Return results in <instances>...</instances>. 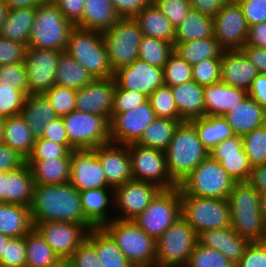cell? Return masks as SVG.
Masks as SVG:
<instances>
[{"label":"cell","instance_id":"6da1fadb","mask_svg":"<svg viewBox=\"0 0 266 267\" xmlns=\"http://www.w3.org/2000/svg\"><path fill=\"white\" fill-rule=\"evenodd\" d=\"M30 212L33 226L38 222L63 221L94 228L83 213L79 190L70 182L34 185Z\"/></svg>","mask_w":266,"mask_h":267},{"label":"cell","instance_id":"7a4b0ae2","mask_svg":"<svg viewBox=\"0 0 266 267\" xmlns=\"http://www.w3.org/2000/svg\"><path fill=\"white\" fill-rule=\"evenodd\" d=\"M231 228L253 241H266V220L260 210L259 192L249 182H236L229 193Z\"/></svg>","mask_w":266,"mask_h":267},{"label":"cell","instance_id":"3957f363","mask_svg":"<svg viewBox=\"0 0 266 267\" xmlns=\"http://www.w3.org/2000/svg\"><path fill=\"white\" fill-rule=\"evenodd\" d=\"M169 175L179 185L195 167L209 156V151L189 121L179 124L165 150Z\"/></svg>","mask_w":266,"mask_h":267},{"label":"cell","instance_id":"277c9868","mask_svg":"<svg viewBox=\"0 0 266 267\" xmlns=\"http://www.w3.org/2000/svg\"><path fill=\"white\" fill-rule=\"evenodd\" d=\"M65 52L95 79L113 77L102 33L74 26Z\"/></svg>","mask_w":266,"mask_h":267},{"label":"cell","instance_id":"5b68a950","mask_svg":"<svg viewBox=\"0 0 266 267\" xmlns=\"http://www.w3.org/2000/svg\"><path fill=\"white\" fill-rule=\"evenodd\" d=\"M116 242L133 267L155 264L156 240L134 220L114 218L102 227Z\"/></svg>","mask_w":266,"mask_h":267},{"label":"cell","instance_id":"8992f818","mask_svg":"<svg viewBox=\"0 0 266 267\" xmlns=\"http://www.w3.org/2000/svg\"><path fill=\"white\" fill-rule=\"evenodd\" d=\"M73 27L51 0H45L36 8L27 47L65 52Z\"/></svg>","mask_w":266,"mask_h":267},{"label":"cell","instance_id":"52a82bcc","mask_svg":"<svg viewBox=\"0 0 266 267\" xmlns=\"http://www.w3.org/2000/svg\"><path fill=\"white\" fill-rule=\"evenodd\" d=\"M180 201L181 217L198 235L208 230L231 227L227 199L191 196L180 189Z\"/></svg>","mask_w":266,"mask_h":267},{"label":"cell","instance_id":"ba28073f","mask_svg":"<svg viewBox=\"0 0 266 267\" xmlns=\"http://www.w3.org/2000/svg\"><path fill=\"white\" fill-rule=\"evenodd\" d=\"M236 181L210 155L178 185L188 195L228 199Z\"/></svg>","mask_w":266,"mask_h":267},{"label":"cell","instance_id":"9c48e42d","mask_svg":"<svg viewBox=\"0 0 266 267\" xmlns=\"http://www.w3.org/2000/svg\"><path fill=\"white\" fill-rule=\"evenodd\" d=\"M101 33L113 72L138 59L143 34L134 18H120L111 28Z\"/></svg>","mask_w":266,"mask_h":267},{"label":"cell","instance_id":"30bf717a","mask_svg":"<svg viewBox=\"0 0 266 267\" xmlns=\"http://www.w3.org/2000/svg\"><path fill=\"white\" fill-rule=\"evenodd\" d=\"M198 243V234L180 217L156 240L155 264L185 267Z\"/></svg>","mask_w":266,"mask_h":267},{"label":"cell","instance_id":"8fae6325","mask_svg":"<svg viewBox=\"0 0 266 267\" xmlns=\"http://www.w3.org/2000/svg\"><path fill=\"white\" fill-rule=\"evenodd\" d=\"M181 217L180 188L161 189L149 206L133 220L157 240Z\"/></svg>","mask_w":266,"mask_h":267},{"label":"cell","instance_id":"7c38bea8","mask_svg":"<svg viewBox=\"0 0 266 267\" xmlns=\"http://www.w3.org/2000/svg\"><path fill=\"white\" fill-rule=\"evenodd\" d=\"M62 119L69 143L75 150L95 149L110 142L109 122L100 115L75 109Z\"/></svg>","mask_w":266,"mask_h":267},{"label":"cell","instance_id":"4fadbf2b","mask_svg":"<svg viewBox=\"0 0 266 267\" xmlns=\"http://www.w3.org/2000/svg\"><path fill=\"white\" fill-rule=\"evenodd\" d=\"M131 157L133 180L150 182L161 189L178 186L169 175L165 151L136 143L127 145Z\"/></svg>","mask_w":266,"mask_h":267},{"label":"cell","instance_id":"5bb4252c","mask_svg":"<svg viewBox=\"0 0 266 267\" xmlns=\"http://www.w3.org/2000/svg\"><path fill=\"white\" fill-rule=\"evenodd\" d=\"M214 37L224 50H241L246 43L249 26L243 10L235 0H227L213 17Z\"/></svg>","mask_w":266,"mask_h":267},{"label":"cell","instance_id":"9a60e30c","mask_svg":"<svg viewBox=\"0 0 266 267\" xmlns=\"http://www.w3.org/2000/svg\"><path fill=\"white\" fill-rule=\"evenodd\" d=\"M62 51L27 47L24 64L28 95L44 94L55 85V73Z\"/></svg>","mask_w":266,"mask_h":267},{"label":"cell","instance_id":"2e32d148","mask_svg":"<svg viewBox=\"0 0 266 267\" xmlns=\"http://www.w3.org/2000/svg\"><path fill=\"white\" fill-rule=\"evenodd\" d=\"M34 228L61 260H67L86 240L89 232L85 225L63 221L38 222Z\"/></svg>","mask_w":266,"mask_h":267},{"label":"cell","instance_id":"e0dca14e","mask_svg":"<svg viewBox=\"0 0 266 267\" xmlns=\"http://www.w3.org/2000/svg\"><path fill=\"white\" fill-rule=\"evenodd\" d=\"M156 118L148 100L131 111L112 114L109 121L110 142L123 145L136 143Z\"/></svg>","mask_w":266,"mask_h":267},{"label":"cell","instance_id":"ac0fdd59","mask_svg":"<svg viewBox=\"0 0 266 267\" xmlns=\"http://www.w3.org/2000/svg\"><path fill=\"white\" fill-rule=\"evenodd\" d=\"M161 190L150 182L131 180L114 188V210L121 220H133L142 213ZM120 214V215H119Z\"/></svg>","mask_w":266,"mask_h":267},{"label":"cell","instance_id":"d6986e66","mask_svg":"<svg viewBox=\"0 0 266 267\" xmlns=\"http://www.w3.org/2000/svg\"><path fill=\"white\" fill-rule=\"evenodd\" d=\"M69 182L79 190L111 188L96 152L93 149L72 150Z\"/></svg>","mask_w":266,"mask_h":267},{"label":"cell","instance_id":"ffe728a7","mask_svg":"<svg viewBox=\"0 0 266 267\" xmlns=\"http://www.w3.org/2000/svg\"><path fill=\"white\" fill-rule=\"evenodd\" d=\"M113 78L117 87L138 91L147 97L164 85L163 68L149 65L140 59L114 71Z\"/></svg>","mask_w":266,"mask_h":267},{"label":"cell","instance_id":"44dd1931","mask_svg":"<svg viewBox=\"0 0 266 267\" xmlns=\"http://www.w3.org/2000/svg\"><path fill=\"white\" fill-rule=\"evenodd\" d=\"M115 88L113 77L94 79L90 84L77 90L76 110L100 115L109 122L113 110Z\"/></svg>","mask_w":266,"mask_h":267},{"label":"cell","instance_id":"7402d4cb","mask_svg":"<svg viewBox=\"0 0 266 267\" xmlns=\"http://www.w3.org/2000/svg\"><path fill=\"white\" fill-rule=\"evenodd\" d=\"M209 155L220 162L236 182H249L252 165L243 147V136H233L216 145Z\"/></svg>","mask_w":266,"mask_h":267},{"label":"cell","instance_id":"603a6c76","mask_svg":"<svg viewBox=\"0 0 266 267\" xmlns=\"http://www.w3.org/2000/svg\"><path fill=\"white\" fill-rule=\"evenodd\" d=\"M104 170L107 183L116 188L133 180L131 157L127 145L109 142L93 149Z\"/></svg>","mask_w":266,"mask_h":267},{"label":"cell","instance_id":"cb8c5ba5","mask_svg":"<svg viewBox=\"0 0 266 267\" xmlns=\"http://www.w3.org/2000/svg\"><path fill=\"white\" fill-rule=\"evenodd\" d=\"M259 74L242 50H224L221 56V82L248 91Z\"/></svg>","mask_w":266,"mask_h":267},{"label":"cell","instance_id":"d4e9b609","mask_svg":"<svg viewBox=\"0 0 266 267\" xmlns=\"http://www.w3.org/2000/svg\"><path fill=\"white\" fill-rule=\"evenodd\" d=\"M250 242L248 238L239 235L231 227L208 230L198 235L200 245L223 253L235 265L244 255Z\"/></svg>","mask_w":266,"mask_h":267},{"label":"cell","instance_id":"484cf974","mask_svg":"<svg viewBox=\"0 0 266 267\" xmlns=\"http://www.w3.org/2000/svg\"><path fill=\"white\" fill-rule=\"evenodd\" d=\"M81 206L86 220L94 228H102L115 217L110 216V205H114V189L99 188L80 192Z\"/></svg>","mask_w":266,"mask_h":267},{"label":"cell","instance_id":"4316f807","mask_svg":"<svg viewBox=\"0 0 266 267\" xmlns=\"http://www.w3.org/2000/svg\"><path fill=\"white\" fill-rule=\"evenodd\" d=\"M248 91L218 82L204 87L205 116H224L248 97Z\"/></svg>","mask_w":266,"mask_h":267},{"label":"cell","instance_id":"83f0119b","mask_svg":"<svg viewBox=\"0 0 266 267\" xmlns=\"http://www.w3.org/2000/svg\"><path fill=\"white\" fill-rule=\"evenodd\" d=\"M224 117L237 136H244L266 124V111L249 95Z\"/></svg>","mask_w":266,"mask_h":267},{"label":"cell","instance_id":"f1b7e54d","mask_svg":"<svg viewBox=\"0 0 266 267\" xmlns=\"http://www.w3.org/2000/svg\"><path fill=\"white\" fill-rule=\"evenodd\" d=\"M20 115L24 118L35 140L42 138L48 123L58 118L44 94L27 95Z\"/></svg>","mask_w":266,"mask_h":267},{"label":"cell","instance_id":"f546056e","mask_svg":"<svg viewBox=\"0 0 266 267\" xmlns=\"http://www.w3.org/2000/svg\"><path fill=\"white\" fill-rule=\"evenodd\" d=\"M179 115L189 121L205 116L204 87L195 81L171 87Z\"/></svg>","mask_w":266,"mask_h":267},{"label":"cell","instance_id":"4dcf8cb0","mask_svg":"<svg viewBox=\"0 0 266 267\" xmlns=\"http://www.w3.org/2000/svg\"><path fill=\"white\" fill-rule=\"evenodd\" d=\"M34 185L30 167L26 162L19 168L8 171L5 177V203L30 207Z\"/></svg>","mask_w":266,"mask_h":267},{"label":"cell","instance_id":"1f68e13d","mask_svg":"<svg viewBox=\"0 0 266 267\" xmlns=\"http://www.w3.org/2000/svg\"><path fill=\"white\" fill-rule=\"evenodd\" d=\"M35 185L64 184L70 180V152L64 158L26 161Z\"/></svg>","mask_w":266,"mask_h":267},{"label":"cell","instance_id":"d6a6232c","mask_svg":"<svg viewBox=\"0 0 266 267\" xmlns=\"http://www.w3.org/2000/svg\"><path fill=\"white\" fill-rule=\"evenodd\" d=\"M143 36L157 38L174 44L175 27L155 4H149L134 17Z\"/></svg>","mask_w":266,"mask_h":267},{"label":"cell","instance_id":"836d02e7","mask_svg":"<svg viewBox=\"0 0 266 267\" xmlns=\"http://www.w3.org/2000/svg\"><path fill=\"white\" fill-rule=\"evenodd\" d=\"M119 19L111 0H84L82 19L75 26L103 32Z\"/></svg>","mask_w":266,"mask_h":267},{"label":"cell","instance_id":"e575fe53","mask_svg":"<svg viewBox=\"0 0 266 267\" xmlns=\"http://www.w3.org/2000/svg\"><path fill=\"white\" fill-rule=\"evenodd\" d=\"M33 227L30 207L0 202V234L18 238Z\"/></svg>","mask_w":266,"mask_h":267},{"label":"cell","instance_id":"d590c367","mask_svg":"<svg viewBox=\"0 0 266 267\" xmlns=\"http://www.w3.org/2000/svg\"><path fill=\"white\" fill-rule=\"evenodd\" d=\"M86 239L95 247L97 258L103 267H133L103 228L89 230Z\"/></svg>","mask_w":266,"mask_h":267},{"label":"cell","instance_id":"8d00e7d4","mask_svg":"<svg viewBox=\"0 0 266 267\" xmlns=\"http://www.w3.org/2000/svg\"><path fill=\"white\" fill-rule=\"evenodd\" d=\"M189 122L209 152L219 143L235 136L224 116H203L191 119Z\"/></svg>","mask_w":266,"mask_h":267},{"label":"cell","instance_id":"74e56055","mask_svg":"<svg viewBox=\"0 0 266 267\" xmlns=\"http://www.w3.org/2000/svg\"><path fill=\"white\" fill-rule=\"evenodd\" d=\"M3 143L17 151L25 159L31 154L35 139L20 114L5 118Z\"/></svg>","mask_w":266,"mask_h":267},{"label":"cell","instance_id":"f35d334b","mask_svg":"<svg viewBox=\"0 0 266 267\" xmlns=\"http://www.w3.org/2000/svg\"><path fill=\"white\" fill-rule=\"evenodd\" d=\"M36 8L10 9L0 31V36L28 46L31 29L34 25Z\"/></svg>","mask_w":266,"mask_h":267},{"label":"cell","instance_id":"ab89813d","mask_svg":"<svg viewBox=\"0 0 266 267\" xmlns=\"http://www.w3.org/2000/svg\"><path fill=\"white\" fill-rule=\"evenodd\" d=\"M214 37L213 18L194 9L175 28L174 43Z\"/></svg>","mask_w":266,"mask_h":267},{"label":"cell","instance_id":"60d3db41","mask_svg":"<svg viewBox=\"0 0 266 267\" xmlns=\"http://www.w3.org/2000/svg\"><path fill=\"white\" fill-rule=\"evenodd\" d=\"M174 52L186 63L194 65L205 59H221L224 49L215 37L174 43Z\"/></svg>","mask_w":266,"mask_h":267},{"label":"cell","instance_id":"b9f144b4","mask_svg":"<svg viewBox=\"0 0 266 267\" xmlns=\"http://www.w3.org/2000/svg\"><path fill=\"white\" fill-rule=\"evenodd\" d=\"M94 79L85 68L66 52L60 55L55 73V85L78 90L90 84Z\"/></svg>","mask_w":266,"mask_h":267},{"label":"cell","instance_id":"7bdbcfd3","mask_svg":"<svg viewBox=\"0 0 266 267\" xmlns=\"http://www.w3.org/2000/svg\"><path fill=\"white\" fill-rule=\"evenodd\" d=\"M61 258L33 227L26 234V267H54Z\"/></svg>","mask_w":266,"mask_h":267},{"label":"cell","instance_id":"ee69618b","mask_svg":"<svg viewBox=\"0 0 266 267\" xmlns=\"http://www.w3.org/2000/svg\"><path fill=\"white\" fill-rule=\"evenodd\" d=\"M185 120L156 118L143 132L136 144L165 151L175 130Z\"/></svg>","mask_w":266,"mask_h":267},{"label":"cell","instance_id":"f6af8a7d","mask_svg":"<svg viewBox=\"0 0 266 267\" xmlns=\"http://www.w3.org/2000/svg\"><path fill=\"white\" fill-rule=\"evenodd\" d=\"M174 52V44L157 38L142 36L138 59L149 65L164 68L170 55Z\"/></svg>","mask_w":266,"mask_h":267},{"label":"cell","instance_id":"bcb514c9","mask_svg":"<svg viewBox=\"0 0 266 267\" xmlns=\"http://www.w3.org/2000/svg\"><path fill=\"white\" fill-rule=\"evenodd\" d=\"M148 101L155 112L156 117L184 120L178 112L170 86L158 87L149 97Z\"/></svg>","mask_w":266,"mask_h":267},{"label":"cell","instance_id":"7dc6e473","mask_svg":"<svg viewBox=\"0 0 266 267\" xmlns=\"http://www.w3.org/2000/svg\"><path fill=\"white\" fill-rule=\"evenodd\" d=\"M193 81L192 65L173 52L163 68L164 85L173 87Z\"/></svg>","mask_w":266,"mask_h":267},{"label":"cell","instance_id":"c3c4849f","mask_svg":"<svg viewBox=\"0 0 266 267\" xmlns=\"http://www.w3.org/2000/svg\"><path fill=\"white\" fill-rule=\"evenodd\" d=\"M243 147L252 167L266 164V124L244 135Z\"/></svg>","mask_w":266,"mask_h":267},{"label":"cell","instance_id":"681fc988","mask_svg":"<svg viewBox=\"0 0 266 267\" xmlns=\"http://www.w3.org/2000/svg\"><path fill=\"white\" fill-rule=\"evenodd\" d=\"M185 267H235L225 255L197 243Z\"/></svg>","mask_w":266,"mask_h":267},{"label":"cell","instance_id":"f907efd6","mask_svg":"<svg viewBox=\"0 0 266 267\" xmlns=\"http://www.w3.org/2000/svg\"><path fill=\"white\" fill-rule=\"evenodd\" d=\"M77 90L60 85H54L44 93L58 117L69 115L76 109Z\"/></svg>","mask_w":266,"mask_h":267},{"label":"cell","instance_id":"816d5d0a","mask_svg":"<svg viewBox=\"0 0 266 267\" xmlns=\"http://www.w3.org/2000/svg\"><path fill=\"white\" fill-rule=\"evenodd\" d=\"M26 96L15 86L0 84V117L8 118L21 114Z\"/></svg>","mask_w":266,"mask_h":267},{"label":"cell","instance_id":"f5cc1de1","mask_svg":"<svg viewBox=\"0 0 266 267\" xmlns=\"http://www.w3.org/2000/svg\"><path fill=\"white\" fill-rule=\"evenodd\" d=\"M193 81L209 86L221 81V59H205L192 65Z\"/></svg>","mask_w":266,"mask_h":267},{"label":"cell","instance_id":"db71d44e","mask_svg":"<svg viewBox=\"0 0 266 267\" xmlns=\"http://www.w3.org/2000/svg\"><path fill=\"white\" fill-rule=\"evenodd\" d=\"M0 267H26V235L8 241Z\"/></svg>","mask_w":266,"mask_h":267},{"label":"cell","instance_id":"11a10c76","mask_svg":"<svg viewBox=\"0 0 266 267\" xmlns=\"http://www.w3.org/2000/svg\"><path fill=\"white\" fill-rule=\"evenodd\" d=\"M0 84L15 86L28 95V77L24 62L0 65Z\"/></svg>","mask_w":266,"mask_h":267},{"label":"cell","instance_id":"9f6ffc18","mask_svg":"<svg viewBox=\"0 0 266 267\" xmlns=\"http://www.w3.org/2000/svg\"><path fill=\"white\" fill-rule=\"evenodd\" d=\"M148 97L141 92L125 90L116 86L113 98L112 114H120L131 111L142 105Z\"/></svg>","mask_w":266,"mask_h":267},{"label":"cell","instance_id":"6f0895ef","mask_svg":"<svg viewBox=\"0 0 266 267\" xmlns=\"http://www.w3.org/2000/svg\"><path fill=\"white\" fill-rule=\"evenodd\" d=\"M69 152L70 151L64 145L40 138L35 140L33 150L26 161L64 158Z\"/></svg>","mask_w":266,"mask_h":267},{"label":"cell","instance_id":"680465c9","mask_svg":"<svg viewBox=\"0 0 266 267\" xmlns=\"http://www.w3.org/2000/svg\"><path fill=\"white\" fill-rule=\"evenodd\" d=\"M176 28L191 10L189 0H160L155 4Z\"/></svg>","mask_w":266,"mask_h":267},{"label":"cell","instance_id":"91938a15","mask_svg":"<svg viewBox=\"0 0 266 267\" xmlns=\"http://www.w3.org/2000/svg\"><path fill=\"white\" fill-rule=\"evenodd\" d=\"M72 267H103L95 247L86 239L67 259Z\"/></svg>","mask_w":266,"mask_h":267},{"label":"cell","instance_id":"94428289","mask_svg":"<svg viewBox=\"0 0 266 267\" xmlns=\"http://www.w3.org/2000/svg\"><path fill=\"white\" fill-rule=\"evenodd\" d=\"M235 267H266V241H253Z\"/></svg>","mask_w":266,"mask_h":267},{"label":"cell","instance_id":"6125c7cd","mask_svg":"<svg viewBox=\"0 0 266 267\" xmlns=\"http://www.w3.org/2000/svg\"><path fill=\"white\" fill-rule=\"evenodd\" d=\"M27 46L0 36V65L22 63Z\"/></svg>","mask_w":266,"mask_h":267},{"label":"cell","instance_id":"be15d7a7","mask_svg":"<svg viewBox=\"0 0 266 267\" xmlns=\"http://www.w3.org/2000/svg\"><path fill=\"white\" fill-rule=\"evenodd\" d=\"M238 3L249 27L266 22V0H238Z\"/></svg>","mask_w":266,"mask_h":267},{"label":"cell","instance_id":"e7e4bbea","mask_svg":"<svg viewBox=\"0 0 266 267\" xmlns=\"http://www.w3.org/2000/svg\"><path fill=\"white\" fill-rule=\"evenodd\" d=\"M42 139H47L57 144L64 145L70 152L75 150L69 143L62 117H58L48 123L42 135Z\"/></svg>","mask_w":266,"mask_h":267},{"label":"cell","instance_id":"03108f58","mask_svg":"<svg viewBox=\"0 0 266 267\" xmlns=\"http://www.w3.org/2000/svg\"><path fill=\"white\" fill-rule=\"evenodd\" d=\"M74 26L82 19L84 0H51Z\"/></svg>","mask_w":266,"mask_h":267},{"label":"cell","instance_id":"003e7915","mask_svg":"<svg viewBox=\"0 0 266 267\" xmlns=\"http://www.w3.org/2000/svg\"><path fill=\"white\" fill-rule=\"evenodd\" d=\"M26 162V159L8 145L0 144V173L8 172L19 168Z\"/></svg>","mask_w":266,"mask_h":267},{"label":"cell","instance_id":"a7ac6f4b","mask_svg":"<svg viewBox=\"0 0 266 267\" xmlns=\"http://www.w3.org/2000/svg\"><path fill=\"white\" fill-rule=\"evenodd\" d=\"M120 18H133L139 11L149 5L148 0H111Z\"/></svg>","mask_w":266,"mask_h":267},{"label":"cell","instance_id":"89a4df30","mask_svg":"<svg viewBox=\"0 0 266 267\" xmlns=\"http://www.w3.org/2000/svg\"><path fill=\"white\" fill-rule=\"evenodd\" d=\"M241 50L257 68L259 74L266 75V48L244 45Z\"/></svg>","mask_w":266,"mask_h":267},{"label":"cell","instance_id":"2644e50d","mask_svg":"<svg viewBox=\"0 0 266 267\" xmlns=\"http://www.w3.org/2000/svg\"><path fill=\"white\" fill-rule=\"evenodd\" d=\"M248 94L266 111V75L258 74L253 80Z\"/></svg>","mask_w":266,"mask_h":267},{"label":"cell","instance_id":"8c879c8a","mask_svg":"<svg viewBox=\"0 0 266 267\" xmlns=\"http://www.w3.org/2000/svg\"><path fill=\"white\" fill-rule=\"evenodd\" d=\"M227 0H189L191 8L209 17H214Z\"/></svg>","mask_w":266,"mask_h":267},{"label":"cell","instance_id":"753ad0ef","mask_svg":"<svg viewBox=\"0 0 266 267\" xmlns=\"http://www.w3.org/2000/svg\"><path fill=\"white\" fill-rule=\"evenodd\" d=\"M245 45L266 48V22L249 27Z\"/></svg>","mask_w":266,"mask_h":267},{"label":"cell","instance_id":"34e18365","mask_svg":"<svg viewBox=\"0 0 266 267\" xmlns=\"http://www.w3.org/2000/svg\"><path fill=\"white\" fill-rule=\"evenodd\" d=\"M249 183L259 192H266V164L254 166Z\"/></svg>","mask_w":266,"mask_h":267},{"label":"cell","instance_id":"11e5206c","mask_svg":"<svg viewBox=\"0 0 266 267\" xmlns=\"http://www.w3.org/2000/svg\"><path fill=\"white\" fill-rule=\"evenodd\" d=\"M9 9L37 8L45 0H3Z\"/></svg>","mask_w":266,"mask_h":267},{"label":"cell","instance_id":"2a66077c","mask_svg":"<svg viewBox=\"0 0 266 267\" xmlns=\"http://www.w3.org/2000/svg\"><path fill=\"white\" fill-rule=\"evenodd\" d=\"M9 10L10 9L6 5V3L3 0H0V31L5 23V20L7 19Z\"/></svg>","mask_w":266,"mask_h":267},{"label":"cell","instance_id":"b9fcfbb0","mask_svg":"<svg viewBox=\"0 0 266 267\" xmlns=\"http://www.w3.org/2000/svg\"><path fill=\"white\" fill-rule=\"evenodd\" d=\"M7 172L0 173V202L5 203V177Z\"/></svg>","mask_w":266,"mask_h":267},{"label":"cell","instance_id":"09005b40","mask_svg":"<svg viewBox=\"0 0 266 267\" xmlns=\"http://www.w3.org/2000/svg\"><path fill=\"white\" fill-rule=\"evenodd\" d=\"M260 210L266 220V192L259 193Z\"/></svg>","mask_w":266,"mask_h":267},{"label":"cell","instance_id":"979ff035","mask_svg":"<svg viewBox=\"0 0 266 267\" xmlns=\"http://www.w3.org/2000/svg\"><path fill=\"white\" fill-rule=\"evenodd\" d=\"M10 239H11L10 236L0 234V260L2 254L5 253V247Z\"/></svg>","mask_w":266,"mask_h":267},{"label":"cell","instance_id":"deb4b68c","mask_svg":"<svg viewBox=\"0 0 266 267\" xmlns=\"http://www.w3.org/2000/svg\"><path fill=\"white\" fill-rule=\"evenodd\" d=\"M5 118L0 117V144L3 143Z\"/></svg>","mask_w":266,"mask_h":267},{"label":"cell","instance_id":"67dfc351","mask_svg":"<svg viewBox=\"0 0 266 267\" xmlns=\"http://www.w3.org/2000/svg\"><path fill=\"white\" fill-rule=\"evenodd\" d=\"M54 267H72V265L67 260H61L56 266Z\"/></svg>","mask_w":266,"mask_h":267},{"label":"cell","instance_id":"b62a3aed","mask_svg":"<svg viewBox=\"0 0 266 267\" xmlns=\"http://www.w3.org/2000/svg\"><path fill=\"white\" fill-rule=\"evenodd\" d=\"M146 267H178V266H165V265L152 264V265H148Z\"/></svg>","mask_w":266,"mask_h":267},{"label":"cell","instance_id":"603ad722","mask_svg":"<svg viewBox=\"0 0 266 267\" xmlns=\"http://www.w3.org/2000/svg\"><path fill=\"white\" fill-rule=\"evenodd\" d=\"M160 0H148L149 4H156Z\"/></svg>","mask_w":266,"mask_h":267}]
</instances>
